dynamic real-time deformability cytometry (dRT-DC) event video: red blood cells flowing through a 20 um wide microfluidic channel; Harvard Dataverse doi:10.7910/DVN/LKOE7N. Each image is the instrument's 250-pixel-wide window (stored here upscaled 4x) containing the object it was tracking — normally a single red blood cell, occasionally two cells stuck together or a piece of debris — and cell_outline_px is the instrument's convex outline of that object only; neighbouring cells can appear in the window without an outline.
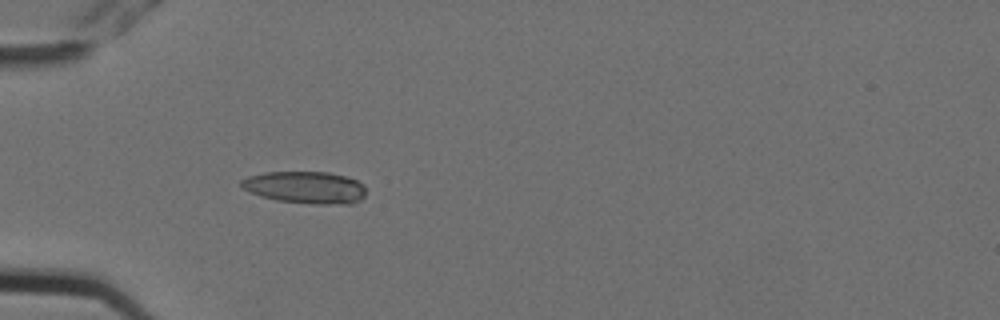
{"species": "Egyptian fruit bat (a non-hibernating species)", "species_latin": "Rousettus aegyptiacus", "temperature_condition": "cold", "stored_images_in_passage": 5, "camera_frame_rate_fps": 3000, "um_per_image_px": 0.085, "animal": {"sex": "female"}, "frame": {"image": 1, "passage_image": 4, "time_ms": 1.0, "image_size_px": [1000, 320], "cell_outline_px": [[364, 196], [360, 200], [352, 204], [316, 204], [276, 200], [260, 196], [244, 188], [240, 184], [240, 180], [248, 176], [264, 172], [328, 172], [344, 176], [356, 180], [364, 184]], "centroid_in_image_um": [25.96, 15.93], "position_along_channel_um": 59.0, "area_um2": 23.29}}